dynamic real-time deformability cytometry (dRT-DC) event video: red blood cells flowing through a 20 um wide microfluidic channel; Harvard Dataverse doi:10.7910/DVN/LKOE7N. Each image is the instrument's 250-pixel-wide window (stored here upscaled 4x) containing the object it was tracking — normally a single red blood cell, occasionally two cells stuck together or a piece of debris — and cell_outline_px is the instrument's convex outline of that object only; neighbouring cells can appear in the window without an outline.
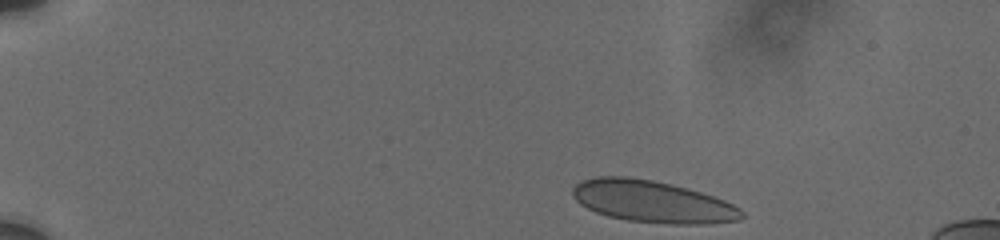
{"species": "human", "species_latin": "Homo sapiens", "temperature_condition": "cold", "stored_images_in_passage": 45, "camera_frame_rate_fps": 3000, "um_per_image_px": 0.085, "donor": {"sex": "male"}, "frame": {"image": 1, "passage_image": 1, "time_ms": 0.0, "image_size_px": [1000, 240], "cell_outline_px": [[744, 216], [740, 220], [708, 224], [668, 224], [628, 220], [608, 216], [596, 212], [580, 204], [572, 196], [572, 188], [576, 184], [584, 180], [596, 176], [624, 176], [652, 180], [700, 192], [724, 200], [740, 208], [744, 212]], "centroid_in_image_um": [55.45, 17.14], "position_along_channel_um": 29.5, "area_um2": 41.1}}
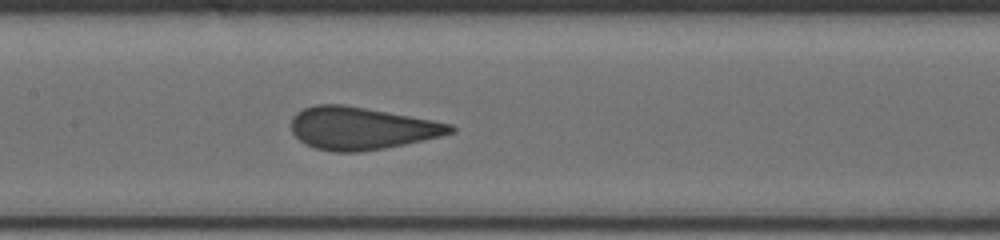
{"frame": {"image": 2, "passage_image": 25, "time_ms": 6.667, "image_size_px": [1000, 240], "cell_outline_px": [[456, 132], [440, 136], [404, 144], [384, 148], [360, 152], [332, 152], [316, 148], [304, 144], [292, 132], [292, 116], [296, 112], [304, 108], [316, 104], [344, 104], [432, 120], [452, 124], [456, 128]], "centroid_in_image_um": [30.7, 10.9], "position_along_channel_um": 176.7, "area_um2": 39.36}}
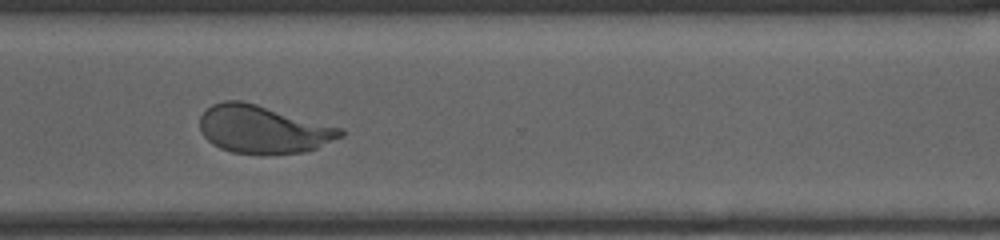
{"frame": {"image": 3, "passage_image": 44, "time_ms": 11.333, "image_size_px": [1000, 240], "cell_outline_px": [[344, 136], [316, 148], [304, 152], [232, 152], [220, 148], [212, 144], [204, 136], [200, 128], [200, 116], [212, 104], [224, 100], [240, 100], [256, 104], [344, 128]], "centroid_in_image_um": [22.37, 10.96], "position_along_channel_um": 348.2, "area_um2": 38.67}}